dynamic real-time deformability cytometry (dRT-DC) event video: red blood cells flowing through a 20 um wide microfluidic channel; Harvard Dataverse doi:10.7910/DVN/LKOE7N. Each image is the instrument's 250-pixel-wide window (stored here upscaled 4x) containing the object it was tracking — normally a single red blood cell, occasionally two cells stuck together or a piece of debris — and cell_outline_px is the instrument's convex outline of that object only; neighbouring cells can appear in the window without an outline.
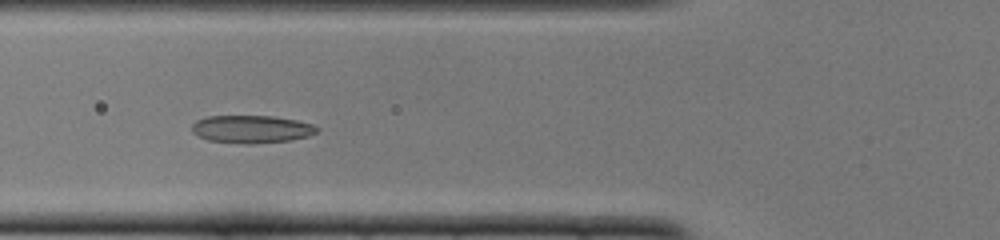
{"species": "common noctule bat (a hibernating species)", "species_latin": "Nyctalus noctula", "temperature_condition": "cold", "stored_images_in_passage": 21, "camera_frame_rate_fps": 3000, "um_per_image_px": 0.085, "animal": {"sex": "female", "body_mass_g": 22.0, "forearm_length_mm": 56.7}, "frame": {"image": 1, "passage_image": 15, "time_ms": 4.667, "image_size_px": [1000, 240], "cell_outline_px": [[320, 128], [316, 132], [308, 136], [292, 140], [256, 144], [244, 144], [208, 140], [192, 132], [192, 124], [196, 120], [208, 116], [272, 116], [296, 120], [312, 124]], "centroid_in_image_um": [21.39, 10.98], "position_along_channel_um": 104.4, "area_um2": 20.29}}
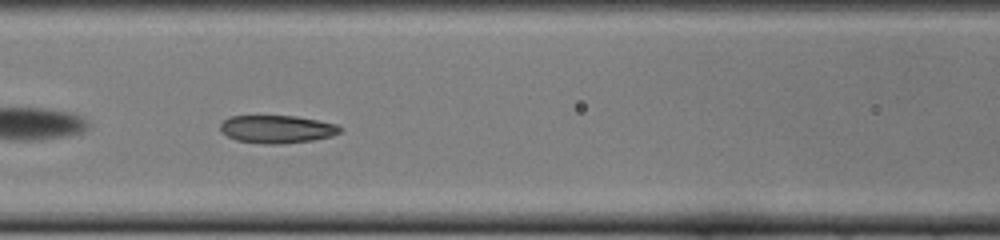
{"frame": {"image": 2, "passage_image": 18, "time_ms": 5.667, "image_size_px": [1000, 240], "cell_outline_px": [[340, 132], [332, 136], [312, 140], [280, 144], [264, 144], [236, 140], [228, 136], [220, 128], [220, 124], [228, 116], [296, 116], [336, 124], [340, 128]], "centroid_in_image_um": [23.52, 10.98], "position_along_channel_um": 143.1, "area_um2": 19.25}}